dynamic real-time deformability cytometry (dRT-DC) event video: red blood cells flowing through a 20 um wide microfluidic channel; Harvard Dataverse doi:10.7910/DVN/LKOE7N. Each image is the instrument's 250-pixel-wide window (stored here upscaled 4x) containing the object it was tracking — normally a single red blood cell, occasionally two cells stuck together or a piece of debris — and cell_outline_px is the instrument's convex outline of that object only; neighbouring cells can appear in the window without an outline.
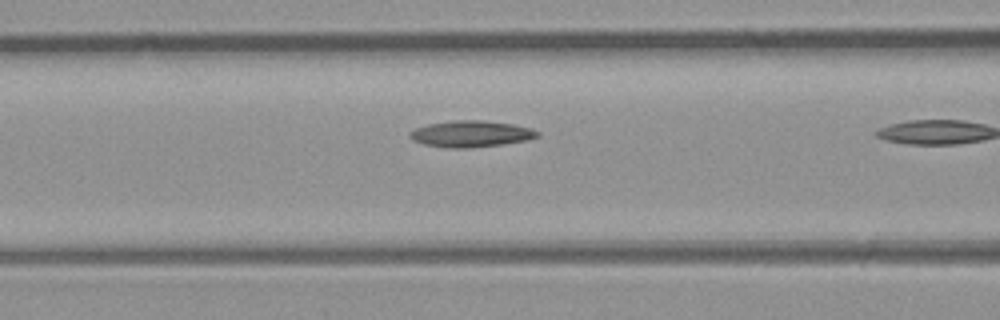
{"species": "common noctule bat (a hibernating species)", "species_latin": "Nyctalus noctula", "temperature_condition": "room temperature", "stored_images_in_passage": 10, "camera_frame_rate_fps": 3000, "um_per_image_px": 0.085, "animal": {"sex": "male", "body_mass_g": 23.1, "forearm_length_mm": 52.7}, "frame": {"image": 1, "passage_image": 9, "time_ms": 2.667, "image_size_px": [1000, 320], "cell_outline_px": [[540, 136], [528, 140], [504, 144], [472, 148], [448, 148], [424, 144], [412, 140], [408, 132], [416, 128], [428, 124], [456, 120], [484, 120], [512, 124], [532, 128], [540, 132]], "centroid_in_image_um": [40.07, 11.38], "position_along_channel_um": 126.5, "area_um2": 19.77}}